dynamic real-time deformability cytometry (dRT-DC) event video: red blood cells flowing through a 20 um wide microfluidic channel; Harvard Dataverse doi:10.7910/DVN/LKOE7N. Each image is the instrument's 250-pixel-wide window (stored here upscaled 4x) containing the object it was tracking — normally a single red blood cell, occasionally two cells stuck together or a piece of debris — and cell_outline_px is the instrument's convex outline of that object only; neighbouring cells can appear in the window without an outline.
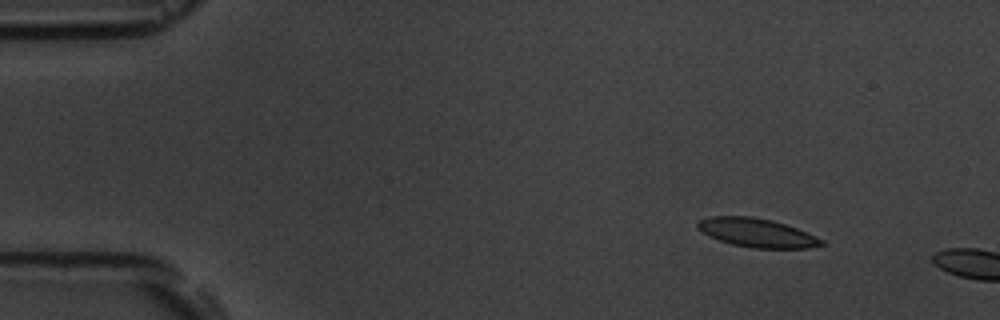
{"species": "common noctule bat (a hibernating species)", "species_latin": "Nyctalus noctula", "temperature_condition": "room temperature", "stored_images_in_passage": 2, "camera_frame_rate_fps": 3000, "um_per_image_px": 0.085, "animal": {"sex": "male", "body_mass_g": 19.5, "forearm_length_mm": 54.6}, "frame": {"image": 1, "passage_image": 1, "time_ms": 0.0, "image_size_px": [1000, 320], "cell_outline_px": [[824, 244], [808, 248], [752, 248], [732, 244], [708, 236], [696, 228], [696, 224], [700, 220], [708, 216], [752, 216], [772, 220], [796, 228], [824, 240]], "centroid_in_image_um": [64.29, 19.78], "position_along_channel_um": 20.7, "area_um2": 20.69}}